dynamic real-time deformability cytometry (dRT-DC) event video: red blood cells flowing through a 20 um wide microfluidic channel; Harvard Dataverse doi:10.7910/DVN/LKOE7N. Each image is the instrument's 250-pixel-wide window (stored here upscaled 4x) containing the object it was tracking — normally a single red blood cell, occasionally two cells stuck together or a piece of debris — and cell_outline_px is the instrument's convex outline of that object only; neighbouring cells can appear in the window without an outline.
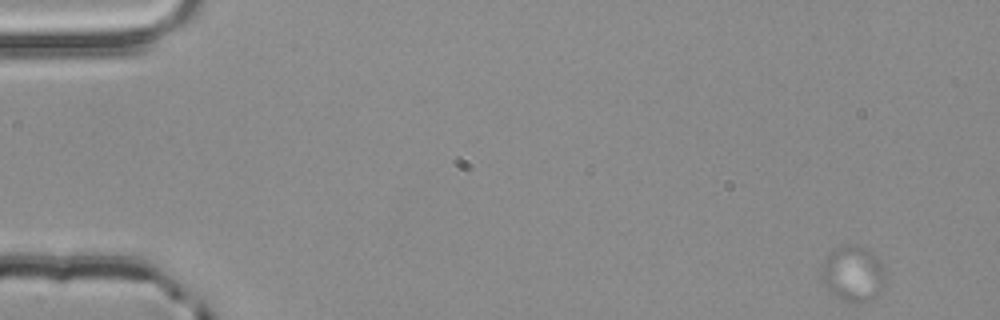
{"species": "common noctule bat (a hibernating species)", "species_latin": "Nyctalus noctula", "temperature_condition": "room temperature", "stored_images_in_passage": 21, "camera_frame_rate_fps": 3000, "um_per_image_px": 0.085, "animal": {"sex": "male", "body_mass_g": 20.4}, "frame": {"image": 1, "passage_image": 1, "time_ms": 0.0, "image_size_px": [1000, 320], "cell_outline_px": [[884, 280], [876, 292], [868, 300], [844, 300], [836, 296], [824, 284], [820, 276], [824, 260], [836, 248], [844, 244], [856, 244], [864, 248], [876, 256], [884, 268]], "centroid_in_image_um": [72.46, 23.19], "position_along_channel_um": 12.5, "area_um2": 19.77}}
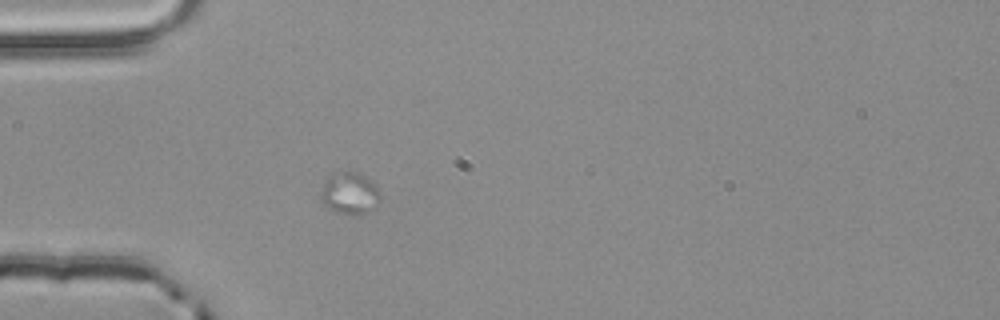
{"frame": {"image": 2, "passage_image": 15, "time_ms": 4.667, "image_size_px": [1000, 320], "cell_outline_px": [[380, 200], [376, 208], [372, 212], [336, 212], [324, 208], [320, 200], [320, 192], [328, 176], [344, 172], [360, 172], [372, 180], [376, 184], [380, 192]], "centroid_in_image_um": [29.74, 16.42], "position_along_channel_um": 55.3, "area_um2": 14.62}}